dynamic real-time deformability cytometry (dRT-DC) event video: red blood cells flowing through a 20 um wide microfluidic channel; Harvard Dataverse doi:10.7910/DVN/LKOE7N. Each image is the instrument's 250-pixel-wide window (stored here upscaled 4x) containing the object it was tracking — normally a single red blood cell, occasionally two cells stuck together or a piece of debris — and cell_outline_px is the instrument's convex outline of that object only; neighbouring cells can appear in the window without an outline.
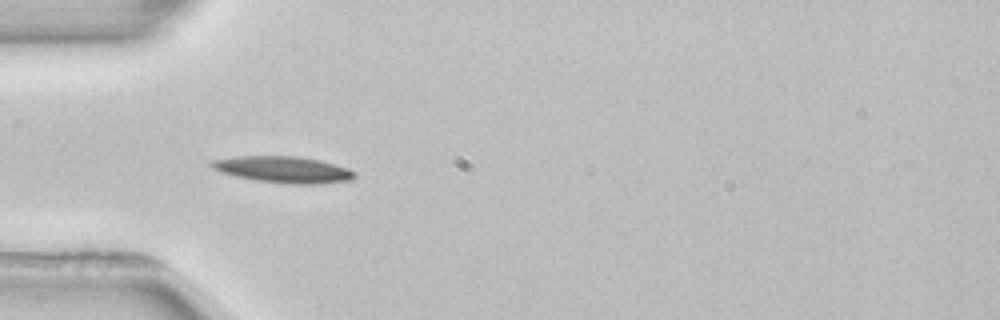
{"species": "common noctule bat (a hibernating species)", "species_latin": "Nyctalus noctula", "temperature_condition": "room temperature", "stored_images_in_passage": 5, "camera_frame_rate_fps": 3000, "um_per_image_px": 0.085, "animal": {"sex": "female", "body_mass_g": 22.7, "forearm_length_mm": 54.2}, "frame": {"image": 1, "passage_image": 4, "time_ms": 5.0, "image_size_px": [1000, 320], "cell_outline_px": [[356, 176], [352, 180], [320, 184], [288, 184], [256, 180], [236, 176], [220, 172], [212, 168], [208, 164], [212, 160], [236, 156], [300, 156], [320, 160], [348, 168], [356, 172]], "centroid_in_image_um": [24.1, 14.41], "position_along_channel_um": 60.9, "area_um2": 22.25}}